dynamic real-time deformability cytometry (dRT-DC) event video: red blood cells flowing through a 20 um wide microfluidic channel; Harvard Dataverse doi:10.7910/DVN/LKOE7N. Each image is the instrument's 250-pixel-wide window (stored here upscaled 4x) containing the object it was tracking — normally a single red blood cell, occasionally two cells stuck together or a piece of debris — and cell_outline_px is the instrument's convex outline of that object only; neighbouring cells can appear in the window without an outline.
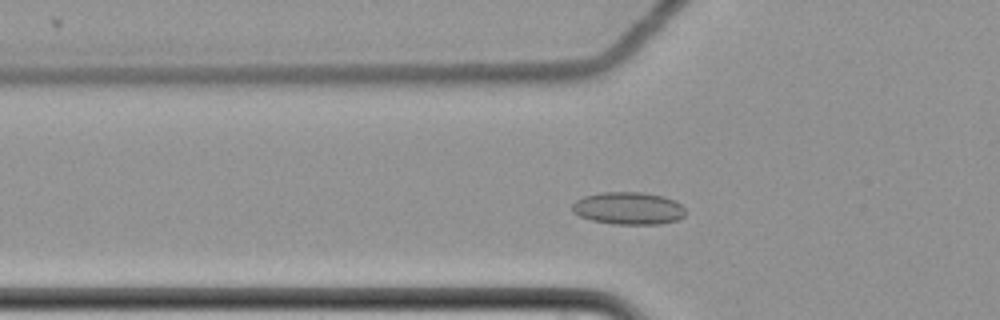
{"species": "common noctule bat (a hibernating species)", "species_latin": "Nyctalus noctula", "temperature_condition": "cold", "stored_images_in_passage": 55, "camera_frame_rate_fps": 3000, "um_per_image_px": 0.085, "animal": {"sex": "female", "body_mass_g": 22.7, "forearm_length_mm": 54.2}, "frame": {"image": 1, "passage_image": 15, "time_ms": 4.667, "image_size_px": [1000, 320], "cell_outline_px": [[688, 212], [680, 220], [660, 224], [612, 224], [592, 220], [580, 216], [572, 212], [572, 204], [576, 200], [584, 196], [600, 192], [644, 192], [664, 196], [680, 204]], "centroid_in_image_um": [53.44, 17.71], "position_along_channel_um": 72.4, "area_um2": 21.68}}
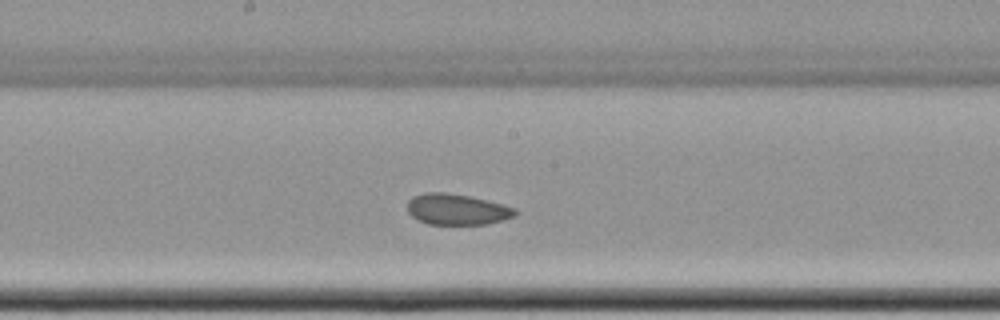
{"frame": {"image": 2, "passage_image": 27, "time_ms": 8.667, "image_size_px": [1000, 320], "cell_outline_px": [[520, 212], [516, 216], [484, 224], [428, 224], [412, 216], [408, 212], [408, 200], [412, 196], [424, 192], [444, 192], [468, 196], [516, 208]], "centroid_in_image_um": [38.82, 17.79], "position_along_channel_um": 209.4, "area_um2": 19.25}}
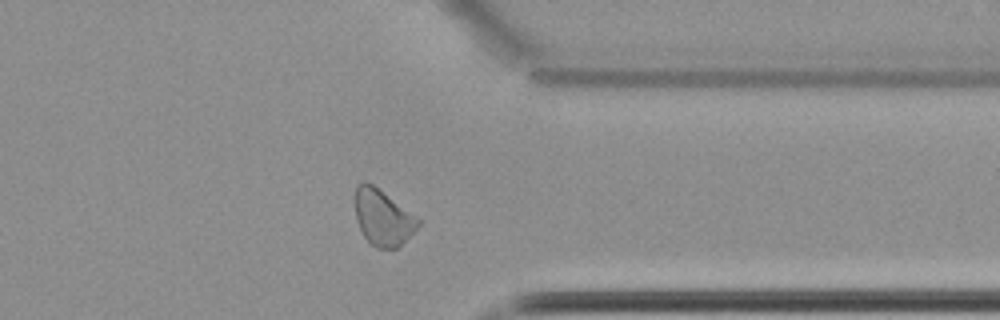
{"frame": {"image": 3, "passage_image": 42, "time_ms": 13.667, "image_size_px": [1000, 320], "cell_outline_px": [[420, 224], [396, 248], [376, 248], [364, 236], [356, 220], [356, 184], [364, 180], [368, 180], [420, 220]], "centroid_in_image_um": [32.5, 18.45], "position_along_channel_um": 378.9, "area_um2": 20.06}, "authors_computed_cell_mechanics": {"area_um2": 20.808, "velocity_mm_per_s": 3.4614, "shape_relaxation_time_tau1_ms": null, "shape_relaxation_time_tau2_ms": 2.0577, "deformation_change_tau1": null, "deformation_change_tau2": 0.0557}}